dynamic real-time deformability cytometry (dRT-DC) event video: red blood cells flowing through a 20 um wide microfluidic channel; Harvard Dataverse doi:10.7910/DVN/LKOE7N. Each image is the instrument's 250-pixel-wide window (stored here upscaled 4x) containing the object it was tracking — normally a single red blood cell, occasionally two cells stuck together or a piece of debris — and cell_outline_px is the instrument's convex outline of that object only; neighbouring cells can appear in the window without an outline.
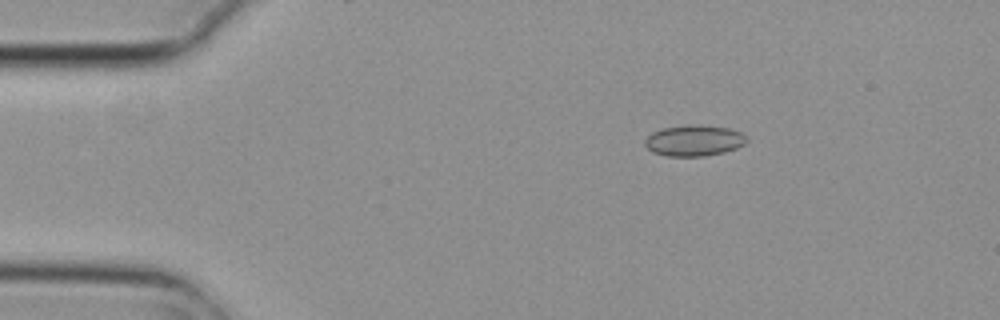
{"species": "common noctule bat (a hibernating species)", "species_latin": "Nyctalus noctula", "temperature_condition": "cold", "stored_images_in_passage": 5, "camera_frame_rate_fps": 3000, "um_per_image_px": 0.085, "animal": {"sex": "female", "body_mass_g": 29.2, "forearm_length_mm": 56.3}, "frame": {"image": 1, "passage_image": 3, "time_ms": 0.667, "image_size_px": [1000, 320], "cell_outline_px": [[748, 140], [744, 144], [736, 148], [724, 152], [704, 156], [668, 156], [652, 152], [644, 144], [644, 140], [652, 132], [664, 128], [688, 124], [728, 128], [740, 132], [748, 136]], "centroid_in_image_um": [59.0, 11.95], "position_along_channel_um": 26.0, "area_um2": 18.32}}